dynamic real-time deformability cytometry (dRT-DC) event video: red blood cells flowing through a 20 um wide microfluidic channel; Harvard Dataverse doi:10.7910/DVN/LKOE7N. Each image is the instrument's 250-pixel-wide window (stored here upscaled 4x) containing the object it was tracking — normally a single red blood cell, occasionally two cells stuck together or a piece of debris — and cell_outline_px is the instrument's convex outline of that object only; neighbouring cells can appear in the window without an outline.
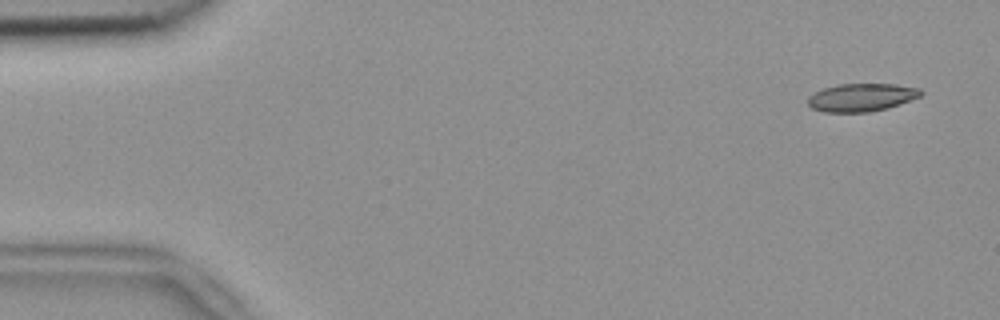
{"species": "common noctule bat (a hibernating species)", "species_latin": "Nyctalus noctula", "temperature_condition": "room temperature", "stored_images_in_passage": 53, "camera_frame_rate_fps": 3000, "um_per_image_px": 0.085, "animal": {"sex": "female", "body_mass_g": 18.4}, "frame": {"image": 1, "passage_image": 3, "time_ms": 0.667, "image_size_px": [1000, 320], "cell_outline_px": [[924, 92], [920, 96], [888, 108], [868, 112], [824, 112], [812, 108], [808, 104], [808, 96], [812, 92], [836, 84], [896, 84], [920, 88]], "centroid_in_image_um": [73.21, 8.27], "position_along_channel_um": 11.8, "area_um2": 18.5}}
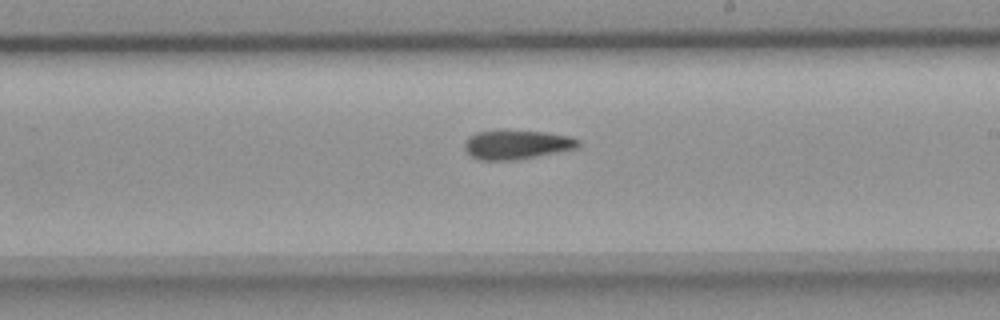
{"frame": {"image": 2, "passage_image": 31, "time_ms": 10.0, "image_size_px": [1000, 320], "cell_outline_px": [[580, 148], [512, 160], [480, 160], [472, 156], [464, 148], [464, 144], [468, 136], [476, 132], [504, 128], [544, 132], [568, 136], [580, 140]], "centroid_in_image_um": [43.9, 12.25], "position_along_channel_um": 245.1, "area_um2": 19.71}}
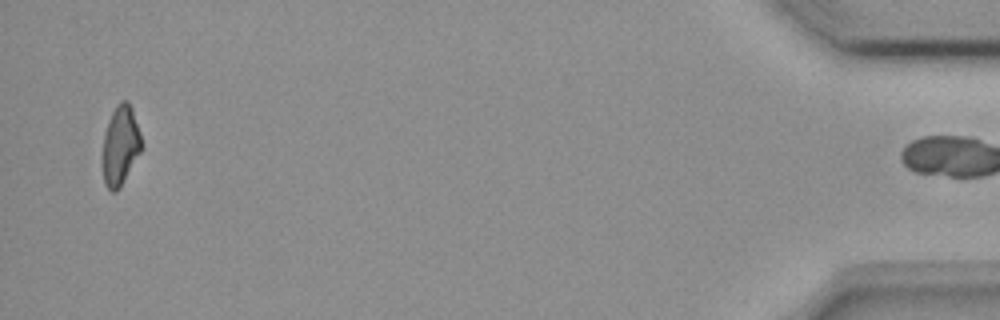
{"frame": {"image": 3, "passage_image": 52, "time_ms": 17.0, "image_size_px": [1000, 320], "cell_outline_px": [[140, 152], [116, 192], [112, 192], [104, 184], [100, 164], [100, 156], [104, 132], [108, 120], [116, 104], [120, 100], [128, 100], [132, 108], [140, 136]], "centroid_in_image_um": [10.15, 12.36], "position_along_channel_um": 425.1, "area_um2": 18.21}}